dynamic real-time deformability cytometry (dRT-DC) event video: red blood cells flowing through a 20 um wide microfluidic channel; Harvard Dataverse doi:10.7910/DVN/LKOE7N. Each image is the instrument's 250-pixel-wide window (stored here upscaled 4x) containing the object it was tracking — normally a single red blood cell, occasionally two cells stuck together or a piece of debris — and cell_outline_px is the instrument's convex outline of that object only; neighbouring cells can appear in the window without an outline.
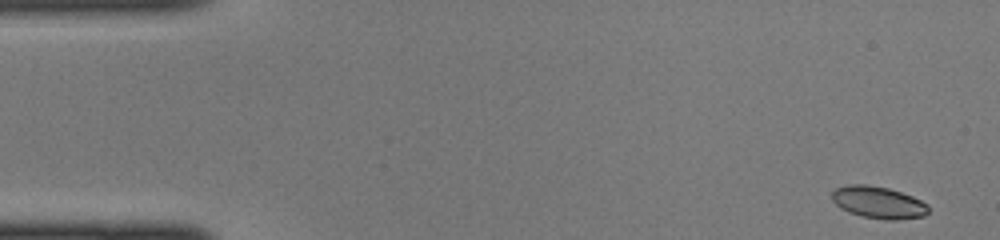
{"species": "common noctule bat (a hibernating species)", "species_latin": "Nyctalus noctula", "temperature_condition": "cold", "stored_images_in_passage": 44, "camera_frame_rate_fps": 3000, "um_per_image_px": 0.085, "animal": {"sex": "female", "body_mass_g": 22.0, "forearm_length_mm": 56.7}, "frame": {"image": 1, "passage_image": 1, "time_ms": 0.0, "image_size_px": [1000, 240], "cell_outline_px": [[928, 212], [924, 216], [896, 220], [888, 220], [864, 216], [848, 212], [840, 208], [832, 200], [832, 192], [836, 188], [848, 184], [868, 184], [888, 188], [912, 196], [928, 204]], "centroid_in_image_um": [74.65, 17.2], "position_along_channel_um": 10.3, "area_um2": 17.98}}
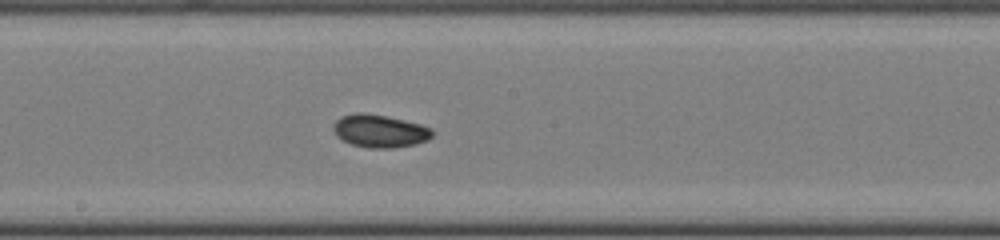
{"frame": {"image": 2, "passage_image": 23, "time_ms": 7.333, "image_size_px": [1000, 240], "cell_outline_px": [[432, 136], [428, 140], [416, 144], [392, 148], [368, 148], [352, 144], [340, 140], [336, 136], [332, 128], [332, 124], [340, 116], [356, 112], [364, 112], [384, 116], [420, 124], [432, 128]], "centroid_in_image_um": [32.23, 11.14], "position_along_channel_um": 216.0, "area_um2": 19.07}}
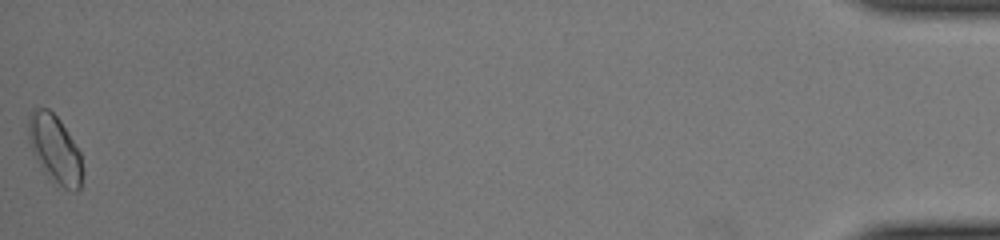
{"frame": {"image": 3, "passage_image": 44, "time_ms": 14.333, "image_size_px": [1000, 240], "cell_outline_px": [[80, 188], [76, 192], [64, 188], [44, 172], [36, 160], [32, 152], [28, 140], [28, 116], [32, 108], [48, 108], [60, 120], [80, 152]], "centroid_in_image_um": [4.61, 12.62], "position_along_channel_um": 430.6, "area_um2": 21.04}}